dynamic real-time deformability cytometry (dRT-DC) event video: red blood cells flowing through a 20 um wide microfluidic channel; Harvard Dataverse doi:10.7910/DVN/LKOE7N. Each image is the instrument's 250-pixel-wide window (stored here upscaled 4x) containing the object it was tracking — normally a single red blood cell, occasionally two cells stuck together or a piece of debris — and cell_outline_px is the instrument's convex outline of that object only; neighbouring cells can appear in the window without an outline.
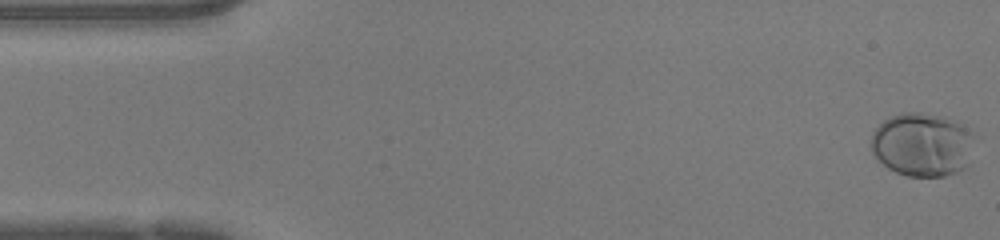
{"species": "human", "species_latin": "Homo sapiens", "temperature_condition": "warm", "stored_images_in_passage": 48, "camera_frame_rate_fps": 3000, "um_per_image_px": 0.085, "donor": {"sex": "female"}, "frame": {"image": 1, "passage_image": 1, "time_ms": 0.0, "image_size_px": [1000, 240], "cell_outline_px": [[968, 164], [964, 168], [956, 172], [944, 176], [908, 176], [896, 172], [888, 168], [876, 160], [872, 152], [872, 132], [884, 120], [900, 112], [920, 112], [940, 116], [956, 120], [968, 132]], "centroid_in_image_um": [78.29, 12.29], "position_along_channel_um": 6.7, "area_um2": 37.57}}
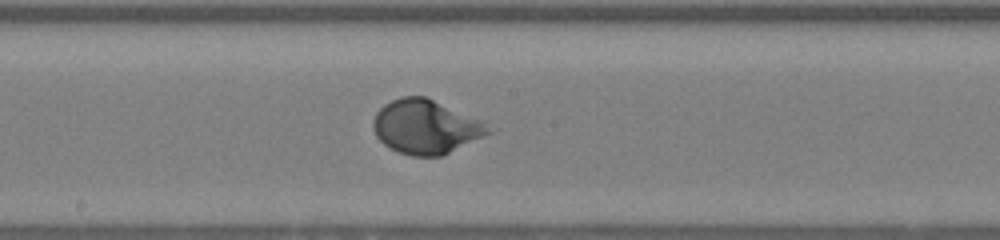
{"frame": {"image": 2, "passage_image": 25, "time_ms": 8.0, "image_size_px": [1000, 240], "cell_outline_px": [[492, 132], [444, 156], [412, 156], [400, 152], [384, 144], [376, 136], [372, 128], [372, 120], [376, 112], [384, 104], [400, 96], [424, 96], [484, 120]], "centroid_in_image_um": [36.19, 10.77], "position_along_channel_um": 212.0, "area_um2": 36.47}}
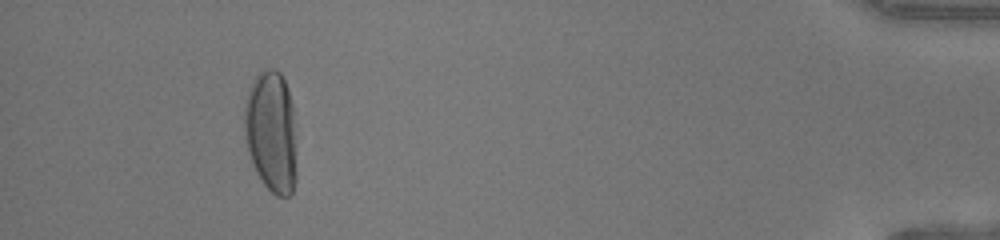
{"frame": {"image": 3, "passage_image": 44, "time_ms": 14.333, "image_size_px": [1000, 240], "cell_outline_px": [[296, 180], [292, 192], [288, 196], [276, 196], [260, 180], [252, 164], [248, 152], [244, 136], [244, 108], [252, 80], [264, 68], [272, 68], [280, 72], [284, 80], [292, 104], [296, 172]], "centroid_in_image_um": [23.03, 11.22], "position_along_channel_um": 412.2, "area_um2": 37.05}, "authors_computed_cell_mechanics": {"area_um2": 34.9112, "velocity_mm_per_s": 4.2667, "shape_relaxation_time_tau1_ms": 3.3681, "shape_relaxation_time_tau2_ms": null, "deformation_change_tau1": 0.2118, "deformation_change_tau2": null}}